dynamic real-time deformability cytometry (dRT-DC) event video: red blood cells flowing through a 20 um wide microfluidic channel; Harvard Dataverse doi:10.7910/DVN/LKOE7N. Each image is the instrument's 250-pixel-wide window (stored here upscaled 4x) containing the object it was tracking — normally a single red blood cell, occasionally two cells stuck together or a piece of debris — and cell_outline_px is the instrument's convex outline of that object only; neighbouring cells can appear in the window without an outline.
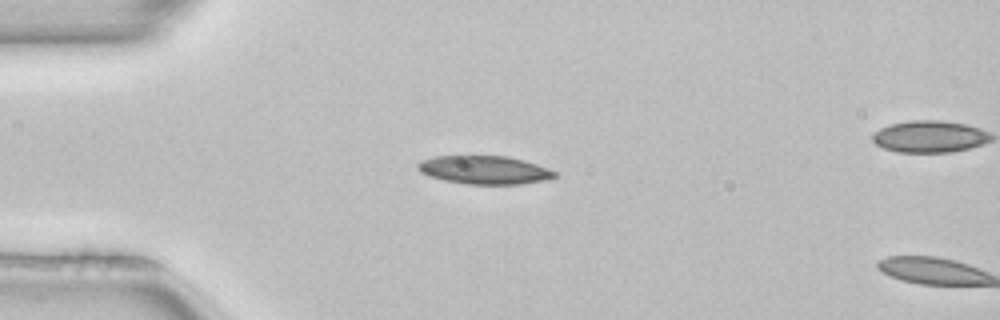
{"species": "common noctule bat (a hibernating species)", "species_latin": "Nyctalus noctula", "temperature_condition": "room temperature", "stored_images_in_passage": 14, "camera_frame_rate_fps": 3000, "um_per_image_px": 0.085, "animal": {"sex": "female", "body_mass_g": 22.7, "forearm_length_mm": 54.2}, "frame": {"image": 1, "passage_image": 12, "time_ms": 3.667, "image_size_px": [1000, 320], "cell_outline_px": [[556, 176], [544, 180], [520, 184], [468, 184], [444, 180], [420, 172], [416, 168], [416, 164], [420, 160], [436, 156], [508, 156], [524, 160], [536, 164], [556, 172]], "centroid_in_image_um": [41.14, 14.44], "position_along_channel_um": 43.9, "area_um2": 22.43}}